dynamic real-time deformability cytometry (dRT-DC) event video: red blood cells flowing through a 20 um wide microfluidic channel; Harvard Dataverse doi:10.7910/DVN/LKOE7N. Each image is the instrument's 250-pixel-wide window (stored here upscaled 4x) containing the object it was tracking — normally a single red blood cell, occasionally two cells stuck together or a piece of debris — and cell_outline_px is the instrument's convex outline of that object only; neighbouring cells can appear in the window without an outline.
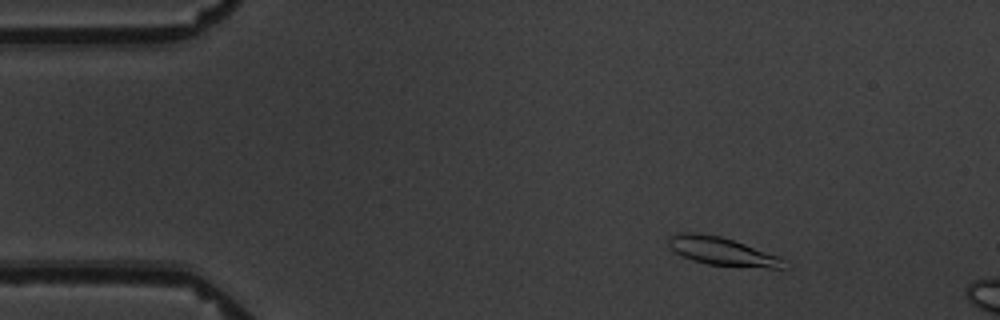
{"species": "common noctule bat (a hibernating species)", "species_latin": "Nyctalus noctula", "temperature_condition": "warm", "stored_images_in_passage": 5, "camera_frame_rate_fps": 3000, "um_per_image_px": 0.085, "animal": {"sex": "male", "body_mass_g": 19.5, "forearm_length_mm": 54.6}, "frame": {"image": 1, "passage_image": 2, "time_ms": 1.333, "image_size_px": [1000, 320], "cell_outline_px": [[784, 268], [768, 268], [708, 264], [692, 260], [676, 252], [668, 244], [668, 236], [680, 232], [696, 232], [720, 236], [780, 256], [784, 260]], "centroid_in_image_um": [61.36, 21.35], "position_along_channel_um": 23.6, "area_um2": 18.73}}